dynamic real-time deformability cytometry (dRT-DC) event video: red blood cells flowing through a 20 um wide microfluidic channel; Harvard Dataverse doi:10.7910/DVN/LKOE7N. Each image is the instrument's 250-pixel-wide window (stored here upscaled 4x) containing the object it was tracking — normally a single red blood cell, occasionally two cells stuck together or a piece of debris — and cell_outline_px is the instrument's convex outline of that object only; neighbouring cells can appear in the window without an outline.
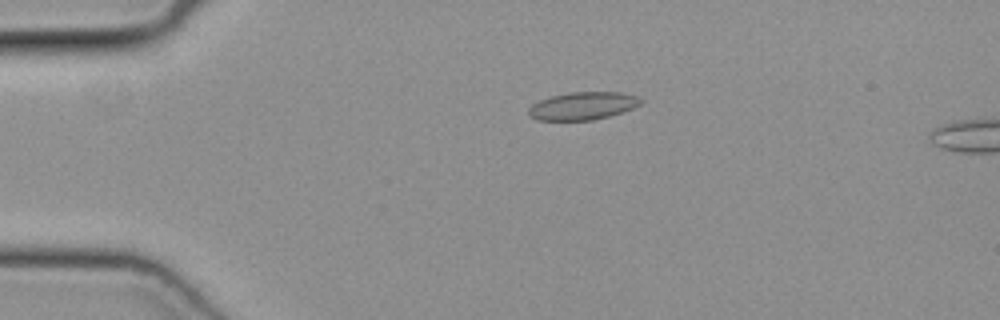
{"species": "common noctule bat (a hibernating species)", "species_latin": "Nyctalus noctula", "temperature_condition": "cold", "stored_images_in_passage": 11, "camera_frame_rate_fps": 3000, "um_per_image_px": 0.085, "animal": {"sex": "female", "body_mass_g": 19.3, "forearm_length_mm": 54.1}, "frame": {"image": 1, "passage_image": 8, "time_ms": 2.333, "image_size_px": [1000, 320], "cell_outline_px": [[644, 100], [640, 104], [632, 108], [608, 116], [592, 120], [536, 120], [528, 116], [528, 108], [532, 104], [540, 100], [552, 96], [572, 92], [620, 92], [636, 96]], "centroid_in_image_um": [49.5, 9.0], "position_along_channel_um": 35.5, "area_um2": 18.03}}